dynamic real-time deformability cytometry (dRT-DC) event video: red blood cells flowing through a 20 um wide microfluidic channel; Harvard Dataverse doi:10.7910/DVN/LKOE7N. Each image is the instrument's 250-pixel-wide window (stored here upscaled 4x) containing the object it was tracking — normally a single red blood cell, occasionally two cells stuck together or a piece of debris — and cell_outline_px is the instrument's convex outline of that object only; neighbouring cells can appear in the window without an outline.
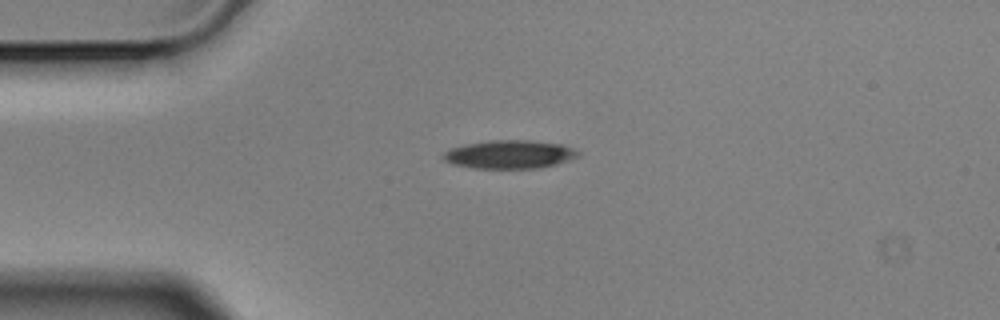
{"species": "Egyptian fruit bat (a non-hibernating species)", "species_latin": "Rousettus aegyptiacus", "temperature_condition": "cold", "stored_images_in_passage": 3, "camera_frame_rate_fps": 3000, "um_per_image_px": 0.085, "animal": {"sex": "male"}, "frame": {"image": 1, "passage_image": 2, "time_ms": 0.333, "image_size_px": [1000, 320], "cell_outline_px": [[580, 152], [576, 156], [568, 160], [556, 164], [540, 168], [472, 168], [452, 164], [444, 160], [440, 156], [448, 148], [488, 140], [528, 140], [560, 144], [572, 148]], "centroid_in_image_um": [43.24, 13.12], "position_along_channel_um": 41.8, "area_um2": 22.25}}